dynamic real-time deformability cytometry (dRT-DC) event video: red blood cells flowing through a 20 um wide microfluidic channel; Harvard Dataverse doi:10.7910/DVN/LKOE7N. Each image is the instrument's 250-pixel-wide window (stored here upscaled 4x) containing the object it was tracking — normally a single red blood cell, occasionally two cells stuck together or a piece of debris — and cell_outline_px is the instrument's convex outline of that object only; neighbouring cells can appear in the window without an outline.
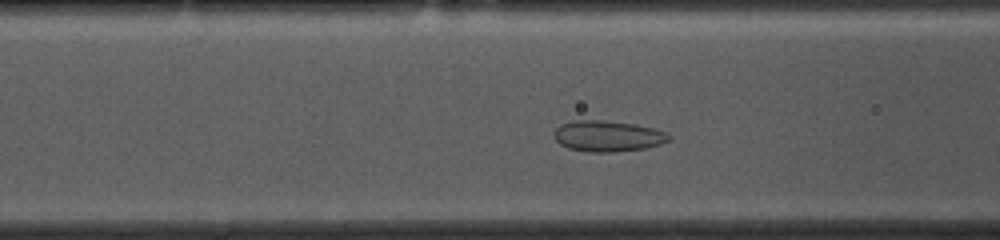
{"species": "common noctule bat (a hibernating species)", "species_latin": "Nyctalus noctula", "temperature_condition": "cold", "stored_images_in_passage": 41, "camera_frame_rate_fps": 3000, "um_per_image_px": 0.085, "animal": {"sex": "female", "body_mass_g": 10.0, "forearm_length_mm": 53.1}, "frame": {"image": 1, "passage_image": 15, "time_ms": 4.667, "image_size_px": [1000, 240], "cell_outline_px": [[672, 136], [668, 140], [660, 144], [644, 148], [612, 152], [588, 152], [568, 148], [560, 144], [552, 136], [556, 128], [560, 124], [572, 120], [600, 120], [636, 124], [668, 132]], "centroid_in_image_um": [51.63, 11.56], "position_along_channel_um": 115.0, "area_um2": 20.81}}
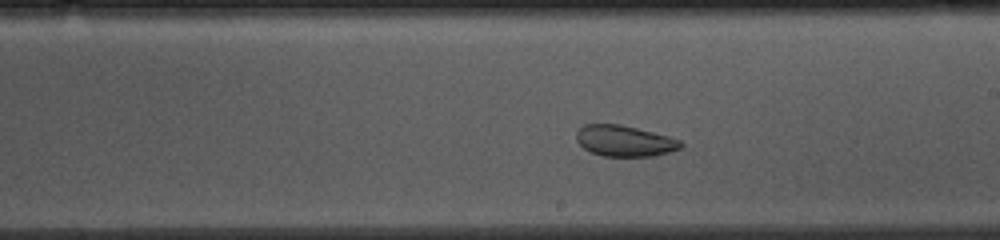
{"frame": {"image": 2, "passage_image": 25, "time_ms": 8.0, "image_size_px": [1000, 240], "cell_outline_px": [[684, 148], [656, 156], [604, 156], [592, 152], [584, 148], [576, 140], [576, 132], [584, 124], [620, 124], [668, 136], [680, 140], [684, 144]], "centroid_in_image_um": [53.12, 11.98], "position_along_channel_um": 235.9, "area_um2": 18.9}}
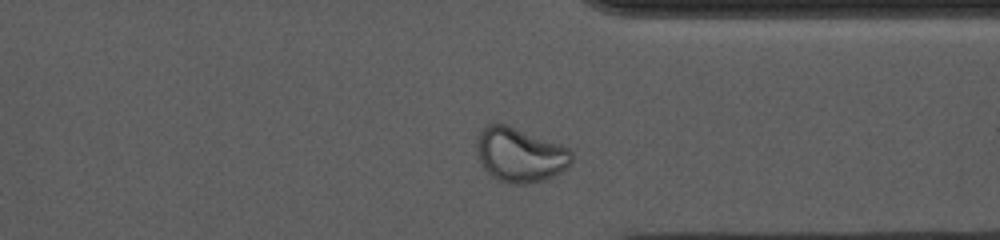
{"frame": {"image": 3, "passage_image": 36, "time_ms": 11.667, "image_size_px": [1000, 240], "cell_outline_px": [[572, 164], [560, 172], [544, 180], [528, 184], [508, 184], [496, 180], [480, 164], [476, 148], [476, 140], [480, 128], [484, 124], [508, 124], [560, 144], [568, 148], [572, 152]], "centroid_in_image_um": [44.16, 13.15], "position_along_channel_um": 367.2, "area_um2": 30.58}}